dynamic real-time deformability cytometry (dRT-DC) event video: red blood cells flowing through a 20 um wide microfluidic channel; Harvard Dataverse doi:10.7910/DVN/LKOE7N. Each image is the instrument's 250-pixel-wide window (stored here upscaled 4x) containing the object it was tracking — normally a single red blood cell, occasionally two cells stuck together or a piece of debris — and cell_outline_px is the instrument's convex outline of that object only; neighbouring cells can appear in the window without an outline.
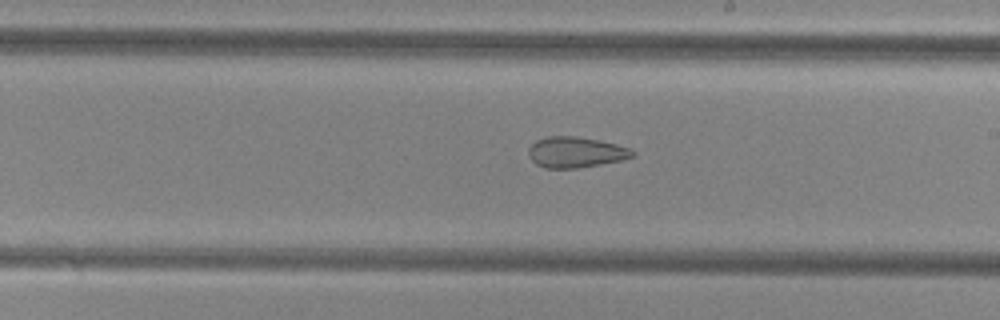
{"species": "common noctule bat (a hibernating species)", "species_latin": "Nyctalus noctula", "temperature_condition": "cold", "stored_images_in_passage": 39, "camera_frame_rate_fps": 3000, "um_per_image_px": 0.085, "animal": {"sex": "female", "body_mass_g": 29.2, "forearm_length_mm": 56.3}, "frame": {"image": 1, "passage_image": 28, "time_ms": 9.0, "image_size_px": [1000, 320], "cell_outline_px": [[636, 156], [620, 160], [600, 164], [576, 168], [544, 168], [536, 164], [528, 156], [528, 148], [536, 140], [548, 136], [576, 136], [600, 140], [632, 148], [636, 152]], "centroid_in_image_um": [48.95, 12.93], "position_along_channel_um": 240.1, "area_um2": 18.79}}